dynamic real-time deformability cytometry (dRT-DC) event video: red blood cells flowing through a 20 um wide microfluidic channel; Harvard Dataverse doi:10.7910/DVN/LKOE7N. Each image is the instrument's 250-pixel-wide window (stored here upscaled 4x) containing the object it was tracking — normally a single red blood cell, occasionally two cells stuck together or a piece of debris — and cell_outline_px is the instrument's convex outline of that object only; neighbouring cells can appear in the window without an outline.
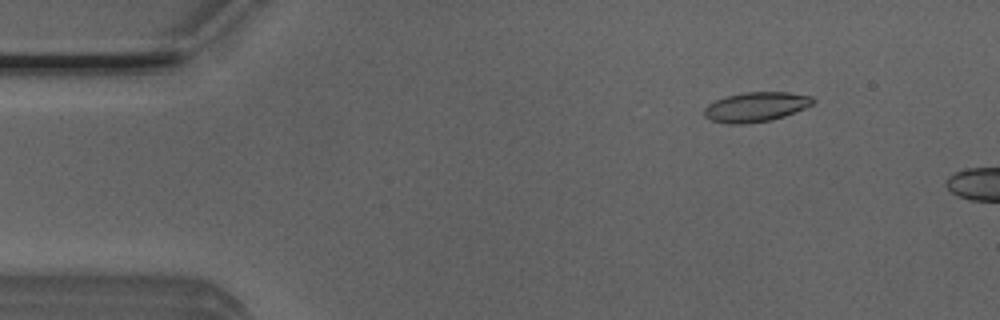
{"species": "Egyptian fruit bat (a non-hibernating species)", "species_latin": "Rousettus aegyptiacus", "temperature_condition": "room temperature", "stored_images_in_passage": 11, "camera_frame_rate_fps": 3000, "um_per_image_px": 0.085, "animal": {"sex": "male"}, "frame": {"image": 1, "passage_image": 7, "time_ms": 2.0, "image_size_px": [1000, 320], "cell_outline_px": [[816, 100], [812, 104], [804, 108], [784, 116], [772, 120], [740, 124], [728, 124], [712, 120], [704, 116], [704, 108], [708, 104], [716, 100], [728, 96], [744, 92], [788, 92], [812, 96]], "centroid_in_image_um": [64.25, 9.08], "position_along_channel_um": 20.7, "area_um2": 18.67}}